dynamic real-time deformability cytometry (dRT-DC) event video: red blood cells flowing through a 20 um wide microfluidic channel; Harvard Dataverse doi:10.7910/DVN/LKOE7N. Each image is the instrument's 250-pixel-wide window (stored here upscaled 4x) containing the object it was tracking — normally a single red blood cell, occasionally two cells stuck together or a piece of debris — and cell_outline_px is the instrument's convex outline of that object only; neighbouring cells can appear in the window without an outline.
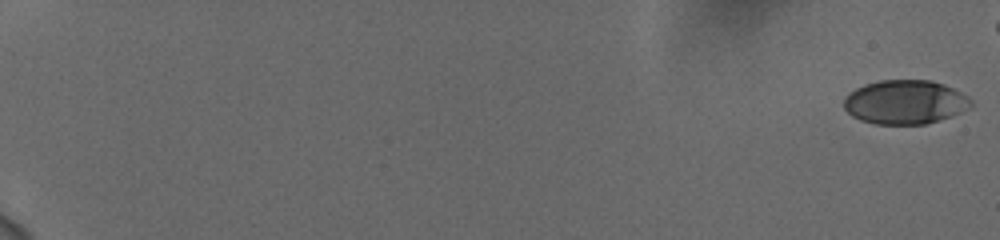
{"species": "human", "species_latin": "Homo sapiens", "temperature_condition": "cold", "stored_images_in_passage": 57, "camera_frame_rate_fps": 3000, "um_per_image_px": 0.085, "donor": {"sex": "female"}, "frame": {"image": 1, "passage_image": 1, "time_ms": 0.0, "image_size_px": [1000, 240], "cell_outline_px": [[972, 108], [924, 124], [876, 124], [860, 120], [852, 116], [844, 108], [844, 96], [848, 92], [864, 84], [880, 80], [932, 80], [944, 84], [968, 96], [972, 100]], "centroid_in_image_um": [76.91, 8.66], "position_along_channel_um": 8.1, "area_um2": 32.66}}
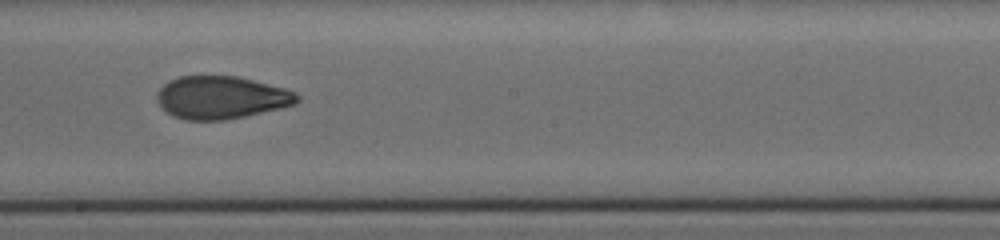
{"frame": {"image": 2, "passage_image": 37, "time_ms": 12.0, "image_size_px": [1000, 240], "cell_outline_px": [[300, 100], [296, 104], [280, 108], [244, 116], [224, 120], [184, 120], [172, 116], [160, 108], [156, 100], [156, 92], [168, 80], [180, 76], [236, 76], [288, 88], [296, 92], [300, 96]], "centroid_in_image_um": [18.79, 8.29], "position_along_channel_um": 229.4, "area_um2": 35.32}}
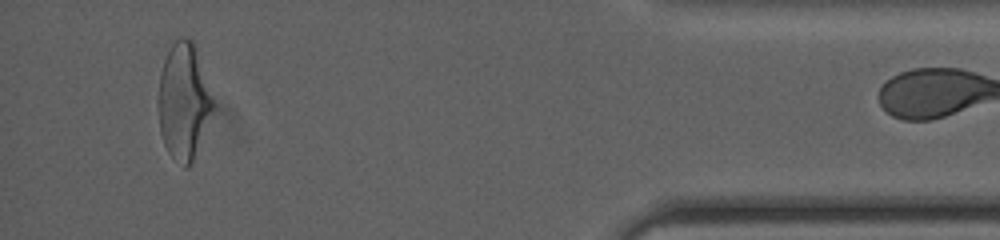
{"frame": {"image": 3, "passage_image": 56, "time_ms": 18.333, "image_size_px": [1000, 240], "cell_outline_px": [[212, 108], [192, 160], [188, 168], [184, 168], [168, 152], [164, 144], [160, 132], [156, 104], [160, 72], [164, 60], [172, 44], [180, 36], [192, 40], [196, 48], [212, 100]], "centroid_in_image_um": [15.53, 8.59], "position_along_channel_um": 419.7, "area_um2": 36.24}}